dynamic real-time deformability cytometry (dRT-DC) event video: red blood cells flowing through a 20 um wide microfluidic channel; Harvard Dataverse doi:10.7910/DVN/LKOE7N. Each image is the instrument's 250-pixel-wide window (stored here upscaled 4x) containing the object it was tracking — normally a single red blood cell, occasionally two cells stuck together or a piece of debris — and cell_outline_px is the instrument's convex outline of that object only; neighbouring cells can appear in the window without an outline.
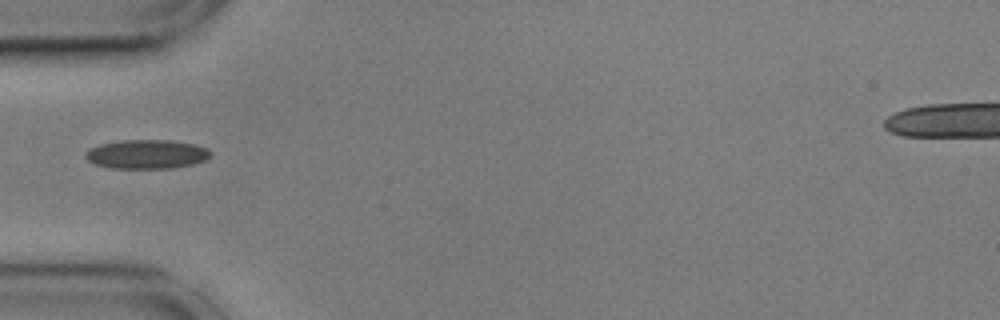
{"species": "common noctule bat (a hibernating species)", "species_latin": "Nyctalus noctula", "temperature_condition": "cold", "stored_images_in_passage": 36, "camera_frame_rate_fps": 3000, "um_per_image_px": 0.085, "animal": {"sex": "male", "body_mass_g": 17.9, "forearm_length_mm": 54.2}, "frame": {"image": 1, "passage_image": 1, "time_ms": 0.0, "image_size_px": [1000, 320], "cell_outline_px": [[212, 156], [204, 160], [192, 164], [172, 168], [112, 168], [96, 164], [88, 160], [84, 156], [84, 152], [100, 144], [120, 140], [168, 140], [196, 144], [208, 148], [212, 152]], "centroid_in_image_um": [12.5, 13.1], "position_along_channel_um": 72.5, "area_um2": 21.21}}